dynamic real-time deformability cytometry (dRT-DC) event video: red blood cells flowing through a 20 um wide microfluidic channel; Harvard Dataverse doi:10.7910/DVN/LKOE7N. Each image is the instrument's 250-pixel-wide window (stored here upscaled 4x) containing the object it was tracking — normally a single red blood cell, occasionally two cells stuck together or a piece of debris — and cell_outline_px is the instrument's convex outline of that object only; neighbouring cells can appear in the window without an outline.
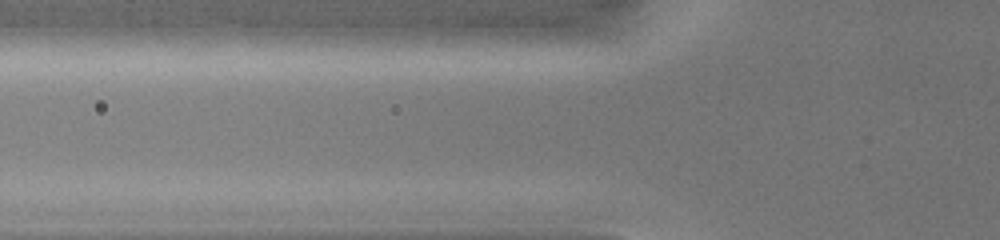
{"species": "common noctule bat (a hibernating species)", "species_latin": "Nyctalus noctula", "temperature_condition": "warm", "stored_images_in_passage": 2, "camera_frame_rate_fps": 3000, "um_per_image_px": 0.085, "animal": {"sex": "female", "body_mass_g": 19.0, "forearm_length_mm": 51.5}, "frame": {"image": 1, "passage_image": 2, "time_ms": 0.333, "image_size_px": [1000, 240], "cell_outline_px": [[620, 32], [616, 40], [588, 44], [540, 48], [452, 48], [444, 44], [452, 32], [468, 24], [572, 24]], "centroid_in_image_um": [44.78, 3.06], "position_along_channel_um": 81.0, "area_um2": 25.49}}